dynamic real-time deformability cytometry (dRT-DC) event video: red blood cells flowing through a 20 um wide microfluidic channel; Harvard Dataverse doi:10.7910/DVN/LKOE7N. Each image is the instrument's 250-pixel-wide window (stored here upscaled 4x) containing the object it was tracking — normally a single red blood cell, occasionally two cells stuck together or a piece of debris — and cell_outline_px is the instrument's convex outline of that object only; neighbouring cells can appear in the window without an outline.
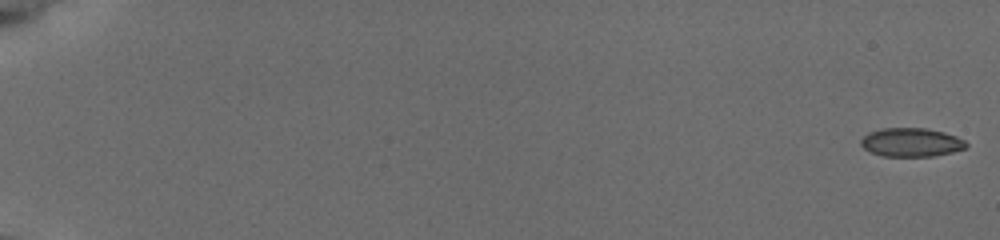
{"species": "common noctule bat (a hibernating species)", "species_latin": "Nyctalus noctula", "temperature_condition": "cold", "stored_images_in_passage": 57, "camera_frame_rate_fps": 3000, "um_per_image_px": 0.085, "animal": {"sex": "female", "body_mass_g": 19.5, "forearm_length_mm": 54.1}, "frame": {"image": 1, "passage_image": 1, "time_ms": 0.0, "image_size_px": [1000, 240], "cell_outline_px": [[968, 144], [964, 148], [952, 152], [932, 156], [884, 156], [872, 152], [864, 148], [860, 144], [860, 140], [868, 132], [880, 128], [924, 128], [944, 132], [956, 136], [964, 140]], "centroid_in_image_um": [77.44, 12.09], "position_along_channel_um": 7.6, "area_um2": 17.51}}
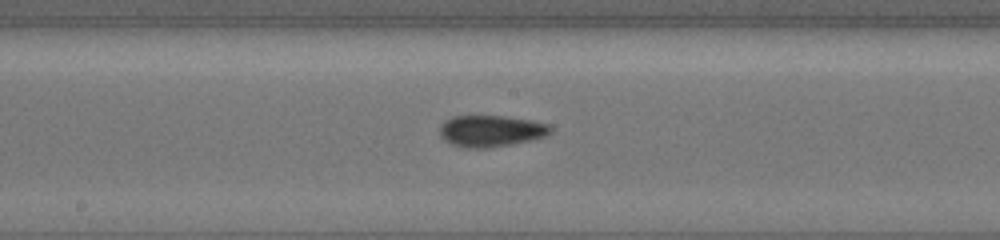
{"frame": {"image": 2, "passage_image": 33, "time_ms": 10.667, "image_size_px": [1000, 240], "cell_outline_px": [[552, 132], [544, 136], [512, 144], [488, 148], [464, 148], [452, 144], [444, 140], [440, 136], [440, 128], [444, 120], [452, 116], [504, 116], [532, 120], [548, 124], [552, 128]], "centroid_in_image_um": [41.7, 11.13], "position_along_channel_um": 206.5, "area_um2": 20.35}}
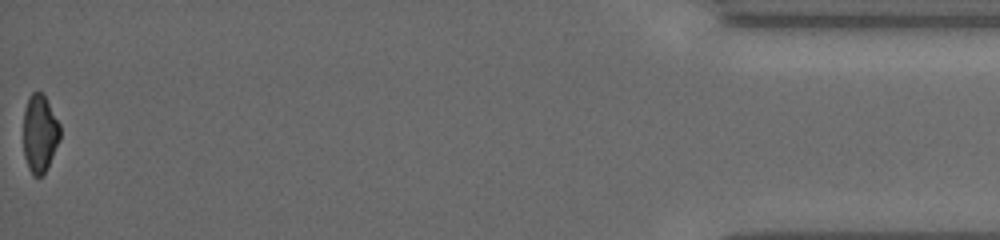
{"frame": {"image": 3, "passage_image": 57, "time_ms": 18.667, "image_size_px": [1000, 240], "cell_outline_px": [[60, 140], [44, 172], [40, 176], [32, 176], [28, 168], [24, 156], [24, 108], [28, 96], [32, 92], [40, 92], [44, 96], [60, 124]], "centroid_in_image_um": [3.37, 11.34], "position_along_channel_um": 431.8, "area_um2": 16.47}, "authors_computed_cell_mechanics": {"area_um2": 18.496, "velocity_mm_per_s": 3.8063, "shape_relaxation_time_tau1_ms": 10.5695, "shape_relaxation_time_tau2_ms": 3.3539, "deformation_change_tau1": 0.1675, "deformation_change_tau2": 0.0749}}